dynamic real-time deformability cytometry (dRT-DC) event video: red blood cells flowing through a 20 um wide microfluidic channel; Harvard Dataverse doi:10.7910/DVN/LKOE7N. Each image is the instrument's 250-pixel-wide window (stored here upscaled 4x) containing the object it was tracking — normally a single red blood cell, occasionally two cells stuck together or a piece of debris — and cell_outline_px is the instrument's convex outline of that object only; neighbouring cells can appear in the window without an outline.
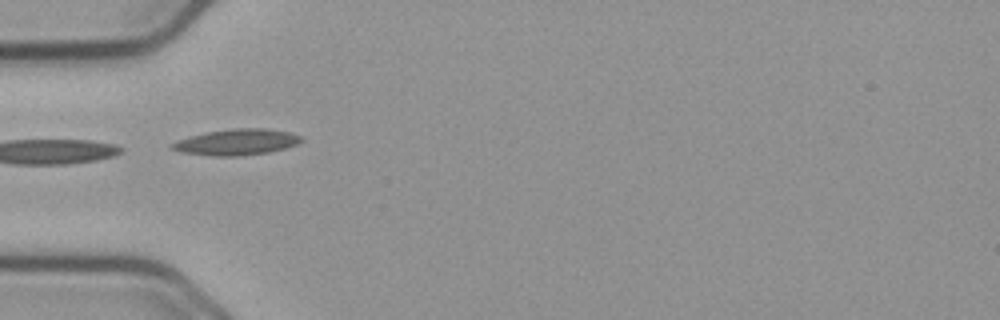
{"species": "common noctule bat (a hibernating species)", "species_latin": "Nyctalus noctula", "temperature_condition": "cold", "stored_images_in_passage": 5, "camera_frame_rate_fps": 3000, "um_per_image_px": 0.085, "animal": {"sex": "male", "body_mass_g": 23.1, "forearm_length_mm": 52.7}, "frame": {"image": 1, "passage_image": 1, "time_ms": 0.0, "image_size_px": [1000, 320], "cell_outline_px": [[304, 140], [296, 144], [284, 148], [268, 152], [240, 156], [212, 156], [180, 152], [168, 148], [168, 144], [188, 136], [208, 132], [232, 128], [268, 128], [288, 132], [300, 136]], "centroid_in_image_um": [20.05, 12.08], "position_along_channel_um": 65.0, "area_um2": 19.71}}